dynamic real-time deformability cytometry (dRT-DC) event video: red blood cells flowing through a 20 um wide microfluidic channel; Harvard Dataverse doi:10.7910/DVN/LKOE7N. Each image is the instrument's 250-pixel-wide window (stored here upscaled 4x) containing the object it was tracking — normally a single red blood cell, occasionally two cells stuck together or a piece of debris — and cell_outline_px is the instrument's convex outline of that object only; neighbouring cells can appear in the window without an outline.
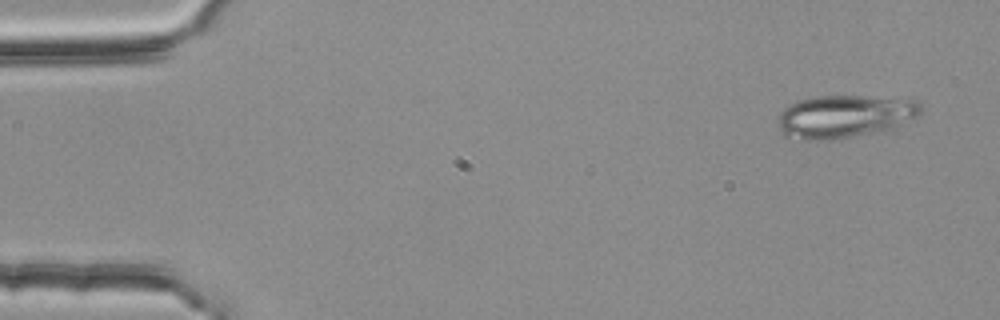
{"species": "common noctule bat (a hibernating species)", "species_latin": "Nyctalus noctula", "temperature_condition": "room temperature", "stored_images_in_passage": 4, "camera_frame_rate_fps": 3000, "um_per_image_px": 0.085, "animal": {"sex": "female", "body_mass_g": 25.1}, "frame": {"image": 1, "passage_image": 1, "time_ms": 0.0, "image_size_px": [1000, 320], "cell_outline_px": [[920, 116], [884, 132], [828, 140], [788, 140], [784, 136], [780, 128], [780, 112], [788, 104], [796, 100], [816, 96], [864, 96], [920, 100]], "centroid_in_image_um": [71.79, 9.91], "position_along_channel_um": 13.2, "area_um2": 36.3}}